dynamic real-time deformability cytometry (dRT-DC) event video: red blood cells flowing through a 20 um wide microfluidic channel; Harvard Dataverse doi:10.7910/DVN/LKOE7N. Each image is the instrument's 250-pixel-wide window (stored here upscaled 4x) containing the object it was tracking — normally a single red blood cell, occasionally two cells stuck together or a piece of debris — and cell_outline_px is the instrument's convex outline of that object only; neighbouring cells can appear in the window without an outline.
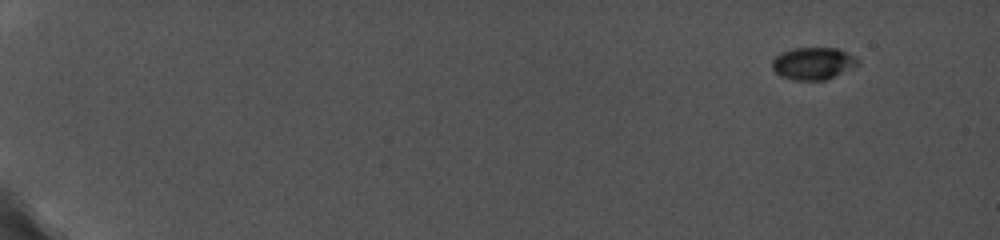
{"species": "common noctule bat (a hibernating species)", "species_latin": "Nyctalus noctula", "temperature_condition": "cold", "stored_images_in_passage": 50, "camera_frame_rate_fps": 5000, "um_per_image_px": 0.085, "animal": {"sex": "female", "body_mass_g": 19.0, "forearm_length_mm": 56.7}, "frame": {"image": 1, "passage_image": 5, "time_ms": 1.6, "image_size_px": [1000, 240], "cell_outline_px": [[860, 64], [856, 68], [824, 80], [796, 80], [780, 76], [772, 68], [772, 60], [776, 56], [792, 48], [840, 48], [856, 56], [860, 60]], "centroid_in_image_um": [69.19, 5.39], "position_along_channel_um": 15.8, "area_um2": 16.36}}
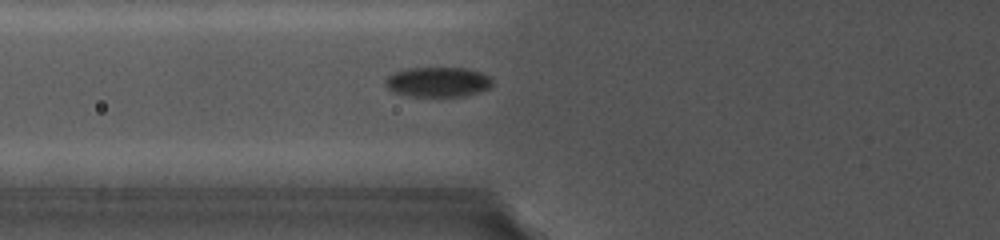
{"frame": {"image": 2, "passage_image": 26, "time_ms": 8.2, "image_size_px": [1000, 240], "cell_outline_px": [[492, 84], [488, 88], [464, 96], [412, 96], [392, 92], [384, 84], [384, 80], [392, 72], [408, 68], [464, 68], [480, 72], [488, 76], [492, 80]], "centroid_in_image_um": [37.16, 6.96], "position_along_channel_um": 88.6, "area_um2": 18.55}}
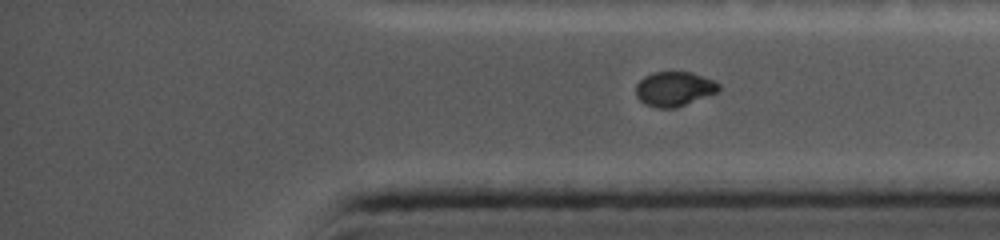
{"frame": {"image": 3, "passage_image": 50, "time_ms": 15.8, "image_size_px": [1000, 240], "cell_outline_px": [[720, 92], [676, 108], [656, 108], [644, 104], [636, 96], [636, 84], [644, 76], [652, 72], [692, 72], [712, 80], [720, 84]], "centroid_in_image_um": [57.31, 7.57], "position_along_channel_um": 377.9, "area_um2": 16.94}}